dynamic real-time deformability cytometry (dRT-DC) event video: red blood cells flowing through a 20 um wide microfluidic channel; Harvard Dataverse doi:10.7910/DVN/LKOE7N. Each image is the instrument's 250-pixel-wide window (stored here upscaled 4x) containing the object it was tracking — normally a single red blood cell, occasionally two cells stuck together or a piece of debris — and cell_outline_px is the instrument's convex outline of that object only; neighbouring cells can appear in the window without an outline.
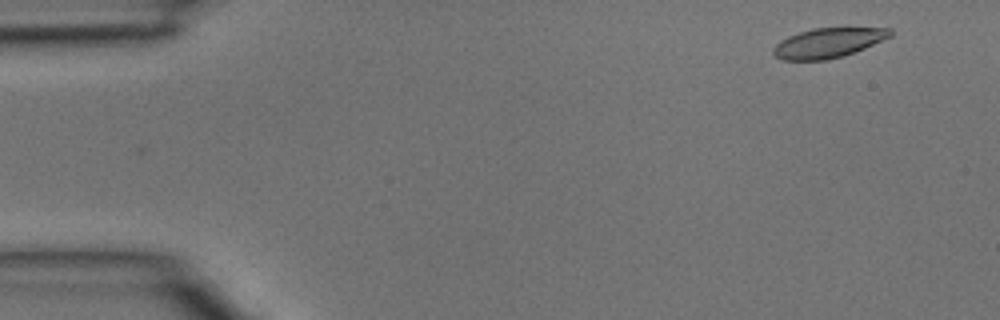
{"species": "common noctule bat (a hibernating species)", "species_latin": "Nyctalus noctula", "temperature_condition": "room temperature", "stored_images_in_passage": 4, "segment_of_instrument_passage": [2, 2], "camera_frame_rate_fps": 3000, "um_per_image_px": 0.085, "animal": {"sex": "male", "body_mass_g": 15.6}, "frame": {"image": 1, "passage_image": 4, "time_ms": 1.0, "image_size_px": [1000, 320], "cell_outline_px": [[892, 36], [864, 48], [844, 56], [828, 60], [784, 60], [776, 56], [772, 52], [772, 48], [780, 40], [788, 36], [812, 28], [892, 28]], "centroid_in_image_um": [70.38, 3.65], "position_along_channel_um": 14.6, "area_um2": 20.23}}